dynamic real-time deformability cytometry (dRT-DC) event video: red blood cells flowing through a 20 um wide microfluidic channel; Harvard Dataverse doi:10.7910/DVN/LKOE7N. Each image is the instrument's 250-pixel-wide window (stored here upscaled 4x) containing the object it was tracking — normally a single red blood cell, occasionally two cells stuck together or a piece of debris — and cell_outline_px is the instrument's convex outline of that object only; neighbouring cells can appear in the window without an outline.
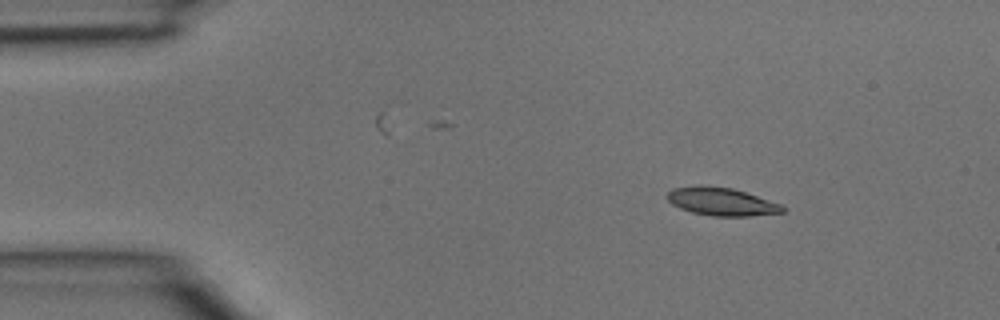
{"species": "common noctule bat (a hibernating species)", "species_latin": "Nyctalus noctula", "temperature_condition": "room temperature", "stored_images_in_passage": 3, "camera_frame_rate_fps": 3000, "um_per_image_px": 0.085, "animal": {"sex": "male", "body_mass_g": 15.6}, "frame": {"image": 1, "passage_image": 1, "time_ms": 0.0, "image_size_px": [1000, 320], "cell_outline_px": [[784, 212], [748, 216], [712, 216], [692, 212], [680, 208], [672, 204], [668, 200], [668, 192], [672, 188], [700, 184], [732, 188], [780, 204], [784, 208]], "centroid_in_image_um": [61.27, 17.13], "position_along_channel_um": 23.7, "area_um2": 18.67}}
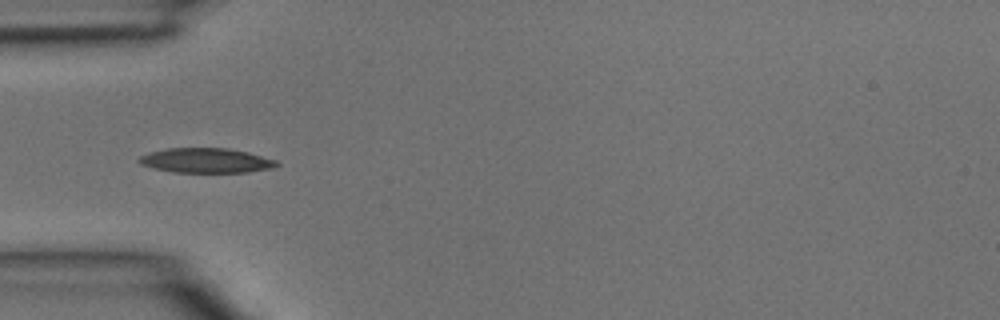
{"frame": {"image": 2, "passage_image": 3, "time_ms": 0.667, "image_size_px": [1000, 320], "cell_outline_px": [[280, 164], [272, 168], [248, 172], [172, 172], [140, 164], [136, 160], [140, 156], [148, 152], [168, 148], [228, 148], [248, 152], [276, 160]], "centroid_in_image_um": [17.5, 13.64], "position_along_channel_um": 67.5, "area_um2": 19.83}}